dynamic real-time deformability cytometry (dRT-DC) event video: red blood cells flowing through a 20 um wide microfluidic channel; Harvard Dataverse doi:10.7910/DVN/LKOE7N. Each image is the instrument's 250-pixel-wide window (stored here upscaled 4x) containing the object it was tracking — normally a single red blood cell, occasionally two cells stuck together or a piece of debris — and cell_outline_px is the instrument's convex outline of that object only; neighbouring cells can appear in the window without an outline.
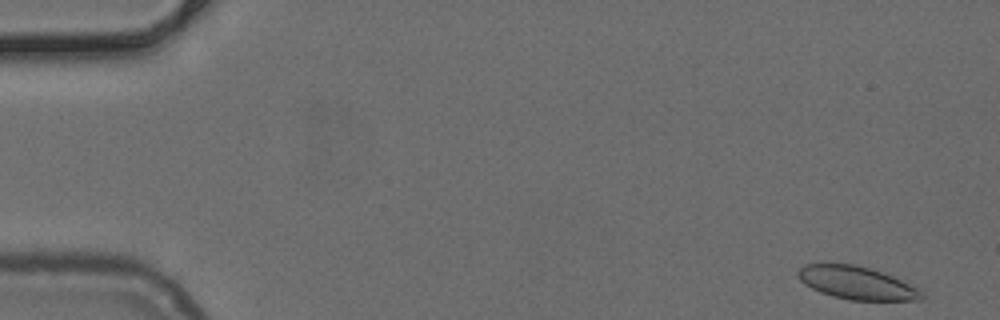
{"species": "common noctule bat (a hibernating species)", "species_latin": "Nyctalus noctula", "temperature_condition": "cold", "stored_images_in_passage": 51, "camera_frame_rate_fps": 3000, "um_per_image_px": 0.085, "animal": {"sex": "female", "body_mass_g": 24.6, "forearm_length_mm": 56.2}, "frame": {"image": 1, "passage_image": 2, "time_ms": 0.333, "image_size_px": [1000, 320], "cell_outline_px": [[924, 300], [848, 300], [832, 296], [820, 292], [804, 284], [800, 280], [796, 272], [804, 264], [856, 264], [892, 276], [916, 288], [924, 296]], "centroid_in_image_um": [72.77, 24.05], "position_along_channel_um": 12.2, "area_um2": 23.41}}
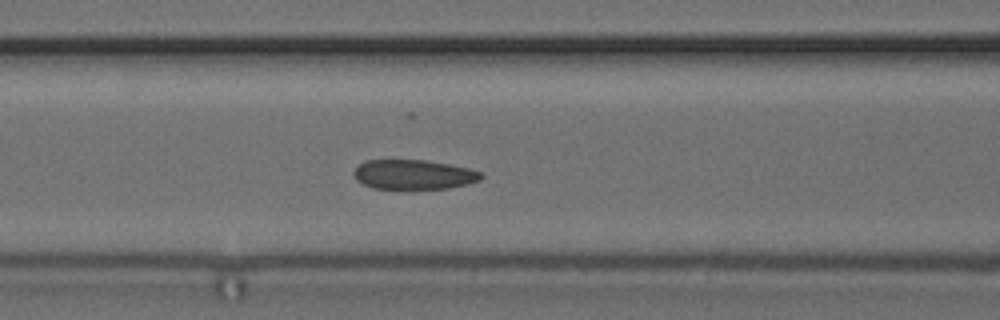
{"frame": {"image": 2, "passage_image": 21, "time_ms": 6.667, "image_size_px": [1000, 320], "cell_outline_px": [[484, 176], [480, 180], [468, 184], [448, 188], [372, 188], [356, 180], [352, 172], [356, 164], [364, 160], [424, 160], [448, 164], [468, 168], [484, 172]], "centroid_in_image_um": [35.14, 14.82], "position_along_channel_um": 131.5, "area_um2": 22.08}}
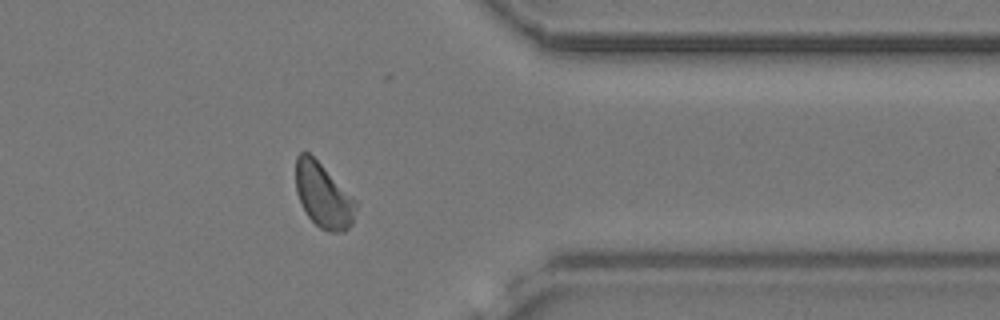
{"frame": {"image": 3, "passage_image": 41, "time_ms": 13.333, "image_size_px": [1000, 320], "cell_outline_px": [[360, 204], [352, 224], [344, 232], [328, 232], [320, 228], [308, 216], [296, 192], [296, 156], [300, 152], [308, 152]], "centroid_in_image_um": [27.51, 16.65], "position_along_channel_um": 383.9, "area_um2": 22.48}}